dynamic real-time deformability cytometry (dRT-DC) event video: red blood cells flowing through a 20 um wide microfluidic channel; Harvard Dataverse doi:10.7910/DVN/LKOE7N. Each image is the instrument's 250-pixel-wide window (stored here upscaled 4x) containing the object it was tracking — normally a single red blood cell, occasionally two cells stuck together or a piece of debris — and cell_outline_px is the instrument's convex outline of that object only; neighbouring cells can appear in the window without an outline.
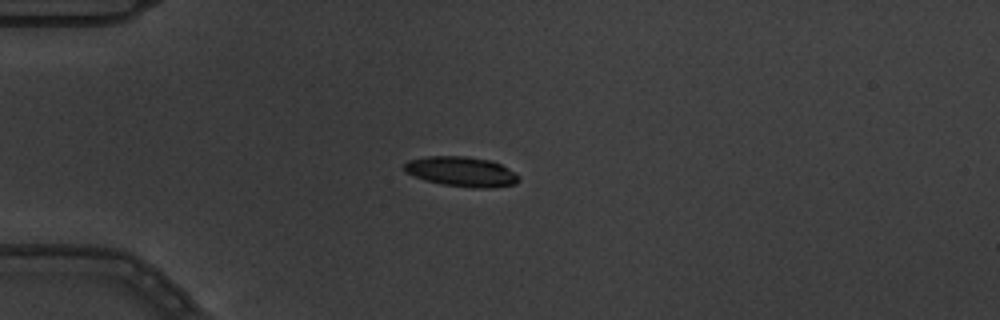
{"species": "common noctule bat (a hibernating species)", "species_latin": "Nyctalus noctula", "temperature_condition": "warm", "stored_images_in_passage": 5, "camera_frame_rate_fps": 3000, "um_per_image_px": 0.085, "animal": {"sex": "male", "body_mass_g": 19.5, "forearm_length_mm": 54.6}, "frame": {"image": 1, "passage_image": 1, "time_ms": 0.0, "image_size_px": [1000, 320], "cell_outline_px": [[520, 180], [516, 184], [492, 188], [472, 188], [444, 184], [428, 180], [404, 172], [404, 164], [408, 160], [428, 156], [464, 156], [492, 160], [508, 168], [520, 176]], "centroid_in_image_um": [39.27, 14.58], "position_along_channel_um": 45.7, "area_um2": 19.94}}